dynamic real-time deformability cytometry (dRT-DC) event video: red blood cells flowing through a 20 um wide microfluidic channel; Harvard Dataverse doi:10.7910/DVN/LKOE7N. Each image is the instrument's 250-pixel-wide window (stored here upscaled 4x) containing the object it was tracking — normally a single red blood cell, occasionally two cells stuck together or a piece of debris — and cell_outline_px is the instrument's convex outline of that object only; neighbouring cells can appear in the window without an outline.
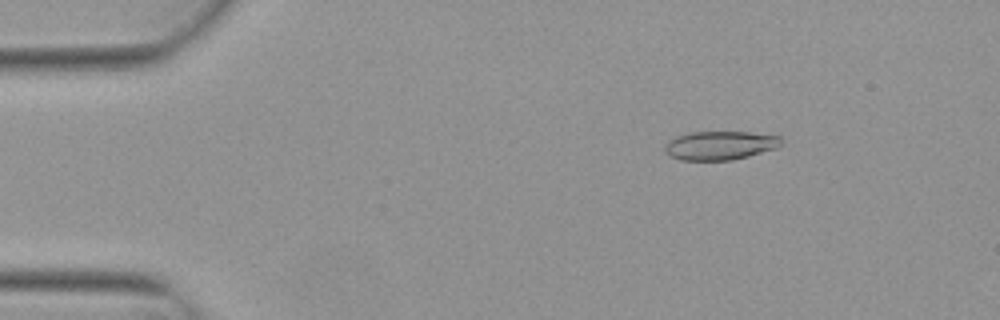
{"species": "Egyptian fruit bat (a non-hibernating species)", "species_latin": "Rousettus aegyptiacus", "temperature_condition": "warm", "stored_images_in_passage": 53, "camera_frame_rate_fps": 3000, "um_per_image_px": 0.085, "animal": {"sex": "female"}, "frame": {"image": 1, "passage_image": 8, "time_ms": 2.333, "image_size_px": [1000, 320], "cell_outline_px": [[784, 144], [776, 148], [748, 156], [732, 160], [680, 160], [668, 156], [664, 152], [664, 148], [668, 140], [676, 136], [688, 132], [748, 132], [780, 136]], "centroid_in_image_um": [61.18, 12.36], "position_along_channel_um": 23.8, "area_um2": 19.71}}
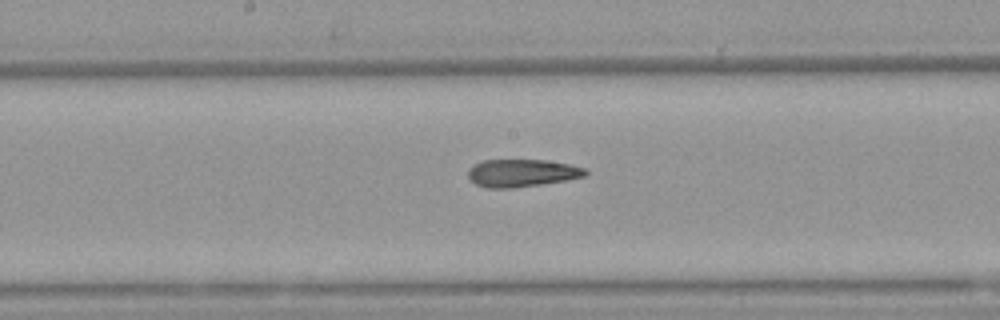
{"frame": {"image": 2, "passage_image": 28, "time_ms": 9.0, "image_size_px": [1000, 320], "cell_outline_px": [[588, 172], [584, 176], [568, 180], [512, 188], [488, 188], [476, 184], [468, 176], [468, 168], [472, 164], [484, 160], [548, 160], [568, 164], [584, 168]], "centroid_in_image_um": [44.33, 14.7], "position_along_channel_um": 203.9, "area_um2": 18.84}}
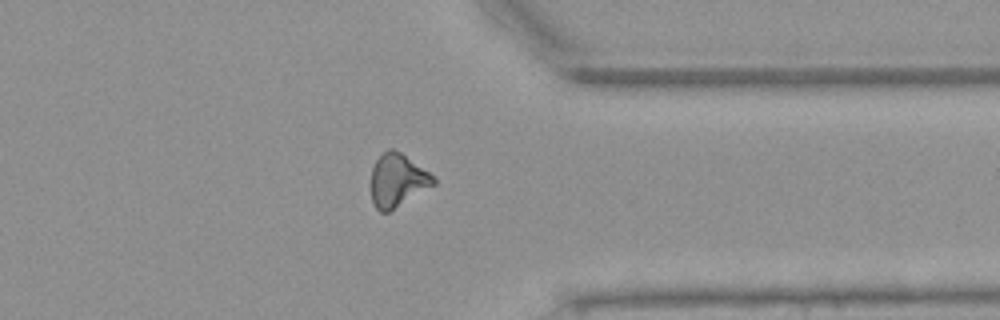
{"frame": {"image": 3, "passage_image": 42, "time_ms": 13.667, "image_size_px": [1000, 320], "cell_outline_px": [[436, 184], [388, 212], [380, 212], [376, 208], [372, 200], [368, 180], [372, 168], [376, 160], [388, 148], [392, 148], [400, 152], [428, 172], [436, 180]], "centroid_in_image_um": [33.72, 15.34], "position_along_channel_um": 377.7, "area_um2": 19.36}, "authors_computed_cell_mechanics": {"area_um2": 19.7098, "velocity_mm_per_s": 3.8591, "shape_relaxation_time_tau1_ms": 9.9254, "shape_relaxation_time_tau2_ms": 4.8421, "deformation_change_tau1": 0.2506, "deformation_change_tau2": 0.1544}}